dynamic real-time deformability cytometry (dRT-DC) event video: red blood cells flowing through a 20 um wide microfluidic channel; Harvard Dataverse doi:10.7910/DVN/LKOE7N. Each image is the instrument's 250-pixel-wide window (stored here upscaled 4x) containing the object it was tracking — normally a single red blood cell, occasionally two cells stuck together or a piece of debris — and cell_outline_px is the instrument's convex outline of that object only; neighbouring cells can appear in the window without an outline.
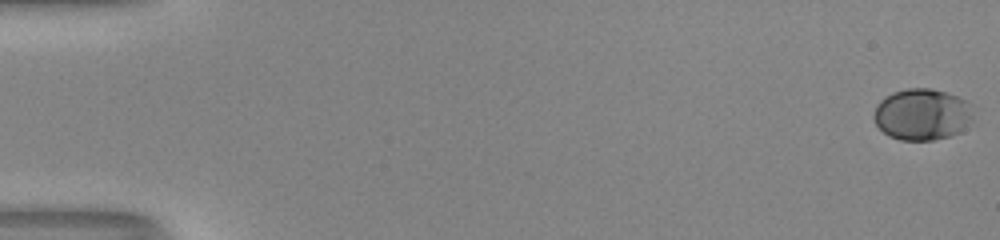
{"species": "human", "species_latin": "Homo sapiens", "temperature_condition": "room temperature", "stored_images_in_passage": 55, "camera_frame_rate_fps": 3000, "um_per_image_px": 0.085, "donor": {"sex": "male"}, "frame": {"image": 1, "passage_image": 1, "time_ms": 0.0, "image_size_px": [1000, 240], "cell_outline_px": [[972, 120], [960, 132], [952, 136], [932, 140], [900, 140], [888, 136], [876, 124], [872, 116], [876, 104], [884, 96], [892, 92], [908, 88], [932, 88], [956, 96], [972, 104]], "centroid_in_image_um": [78.36, 9.72], "position_along_channel_um": 6.6, "area_um2": 30.11}}
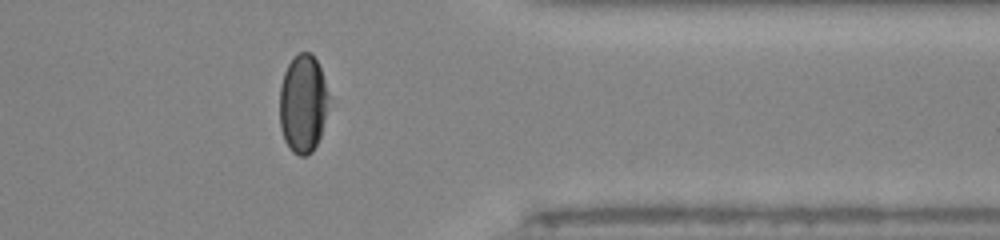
{"frame": {"image": 2, "passage_image": 45, "time_ms": 14.667, "image_size_px": [1000, 240], "cell_outline_px": [[328, 108], [320, 136], [312, 152], [304, 156], [300, 156], [292, 152], [284, 140], [280, 128], [280, 88], [284, 72], [288, 64], [300, 52], [308, 52], [316, 60], [320, 68], [324, 80], [328, 96]], "centroid_in_image_um": [25.74, 8.84], "position_along_channel_um": 385.7, "area_um2": 27.92}}
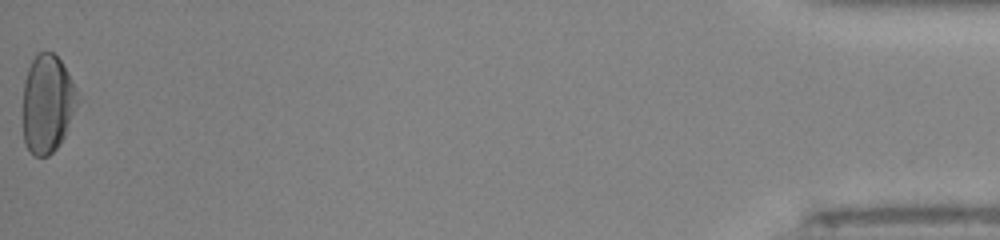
{"frame": {"image": 3, "passage_image": 55, "time_ms": 18.0, "image_size_px": [1000, 240], "cell_outline_px": [[76, 104], [64, 136], [60, 144], [48, 156], [36, 156], [24, 144], [24, 80], [28, 68], [36, 52], [52, 52], [60, 60], [68, 72], [72, 80], [76, 92]], "centroid_in_image_um": [4.0, 8.8], "position_along_channel_um": 431.2, "area_um2": 30.63}, "authors_computed_cell_mechanics": {"area_um2": 30.056, "velocity_mm_per_s": 3.9903, "shape_relaxation_time_tau1_ms": 3.0489, "shape_relaxation_time_tau2_ms": null, "deformation_change_tau1": 0.1648, "deformation_change_tau2": null}}